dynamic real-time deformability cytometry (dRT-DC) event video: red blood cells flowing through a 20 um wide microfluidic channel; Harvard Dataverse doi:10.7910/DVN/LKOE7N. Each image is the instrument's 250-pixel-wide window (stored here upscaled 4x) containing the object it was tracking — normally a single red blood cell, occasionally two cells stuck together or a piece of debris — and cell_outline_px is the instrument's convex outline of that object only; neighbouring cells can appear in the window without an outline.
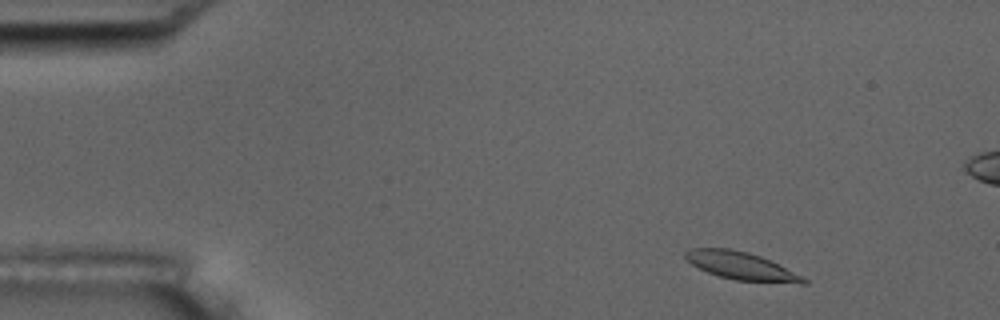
{"species": "common noctule bat (a hibernating species)", "species_latin": "Nyctalus noctula", "temperature_condition": "room temperature", "stored_images_in_passage": 5, "camera_frame_rate_fps": 3000, "um_per_image_px": 0.085, "animal": {"sex": "male", "body_mass_g": 17.5, "forearm_length_mm": 52.3}, "frame": {"image": 1, "passage_image": 1, "time_ms": 0.0, "image_size_px": [1000, 320], "cell_outline_px": [[808, 284], [800, 284], [736, 280], [720, 276], [708, 272], [692, 264], [684, 256], [684, 252], [692, 248], [732, 248], [748, 252], [760, 256], [808, 280]], "centroid_in_image_um": [62.97, 22.6], "position_along_channel_um": 22.0, "area_um2": 18.73}}